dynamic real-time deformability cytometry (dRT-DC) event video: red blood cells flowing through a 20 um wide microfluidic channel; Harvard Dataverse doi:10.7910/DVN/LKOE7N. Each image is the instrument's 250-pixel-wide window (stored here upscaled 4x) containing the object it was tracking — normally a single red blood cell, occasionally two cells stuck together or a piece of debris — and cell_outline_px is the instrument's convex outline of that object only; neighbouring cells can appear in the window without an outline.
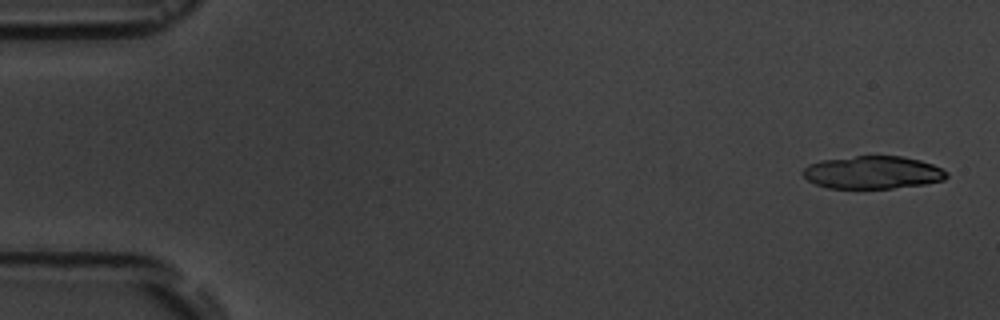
{"species": "common noctule bat (a hibernating species)", "species_latin": "Nyctalus noctula", "temperature_condition": "room temperature", "stored_images_in_passage": 6, "camera_frame_rate_fps": 3000, "um_per_image_px": 0.085, "animal": {"sex": "male", "body_mass_g": 19.5, "forearm_length_mm": 54.6}, "frame": {"image": 1, "passage_image": 1, "time_ms": 0.0, "image_size_px": [1000, 320], "cell_outline_px": [[948, 176], [944, 180], [924, 184], [892, 188], [828, 188], [816, 184], [808, 180], [800, 172], [808, 164], [820, 160], [856, 156], [904, 156], [920, 160], [932, 164], [948, 172]], "centroid_in_image_um": [74.17, 14.65], "position_along_channel_um": 10.8, "area_um2": 27.51}}